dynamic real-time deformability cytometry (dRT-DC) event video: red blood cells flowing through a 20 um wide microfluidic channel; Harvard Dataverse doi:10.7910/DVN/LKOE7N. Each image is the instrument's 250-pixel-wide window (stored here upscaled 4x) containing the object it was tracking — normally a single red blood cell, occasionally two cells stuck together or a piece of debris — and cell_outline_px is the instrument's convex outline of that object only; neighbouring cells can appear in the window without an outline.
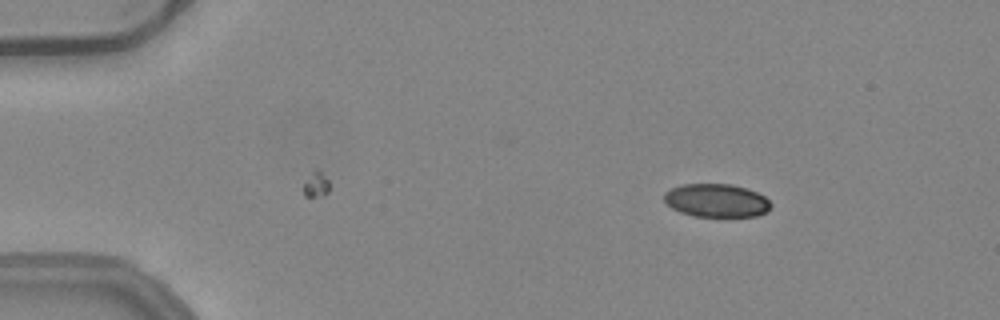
{"species": "common noctule bat (a hibernating species)", "species_latin": "Nyctalus noctula", "temperature_condition": "warm", "stored_images_in_passage": 40, "camera_frame_rate_fps": 3000, "um_per_image_px": 0.085, "animal": {"sex": "female", "body_mass_g": 24.6, "forearm_length_mm": 56.2}, "frame": {"image": 1, "passage_image": 1, "time_ms": 0.0, "image_size_px": [1000, 320], "cell_outline_px": [[772, 204], [768, 212], [756, 216], [692, 216], [680, 212], [672, 208], [664, 200], [664, 192], [672, 188], [684, 184], [732, 184], [748, 188], [764, 196]], "centroid_in_image_um": [60.91, 17.04], "position_along_channel_um": 24.1, "area_um2": 20.75}}
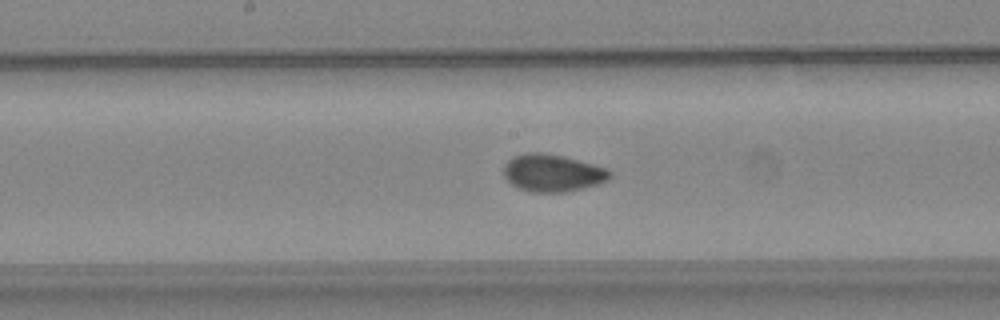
{"frame": {"image": 2, "passage_image": 21, "time_ms": 6.667, "image_size_px": [1000, 320], "cell_outline_px": [[612, 176], [608, 180], [600, 184], [584, 188], [564, 192], [532, 192], [516, 188], [504, 176], [504, 164], [508, 160], [516, 156], [528, 152], [540, 152], [560, 156], [608, 168], [612, 172]], "centroid_in_image_um": [46.98, 14.72], "position_along_channel_um": 201.2, "area_um2": 23.06}}
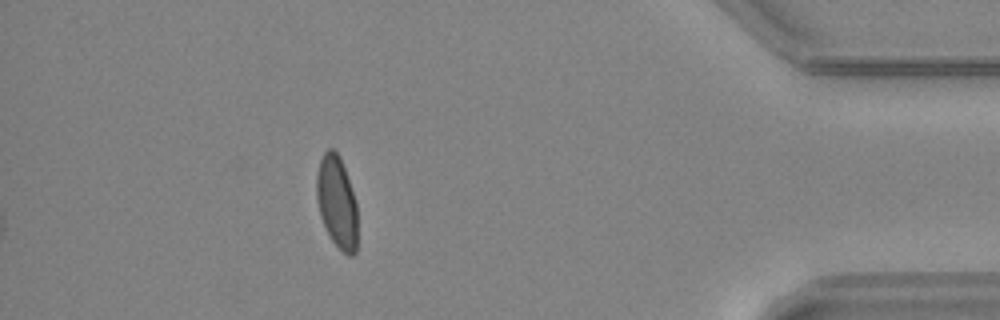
{"frame": {"image": 3, "passage_image": 40, "time_ms": 13.0, "image_size_px": [1000, 320], "cell_outline_px": [[356, 252], [352, 256], [348, 256], [332, 240], [320, 216], [316, 200], [316, 172], [320, 160], [324, 152], [328, 148], [332, 148], [340, 156], [356, 200]], "centroid_in_image_um": [28.61, 17.14], "position_along_channel_um": 406.6, "area_um2": 21.91}}